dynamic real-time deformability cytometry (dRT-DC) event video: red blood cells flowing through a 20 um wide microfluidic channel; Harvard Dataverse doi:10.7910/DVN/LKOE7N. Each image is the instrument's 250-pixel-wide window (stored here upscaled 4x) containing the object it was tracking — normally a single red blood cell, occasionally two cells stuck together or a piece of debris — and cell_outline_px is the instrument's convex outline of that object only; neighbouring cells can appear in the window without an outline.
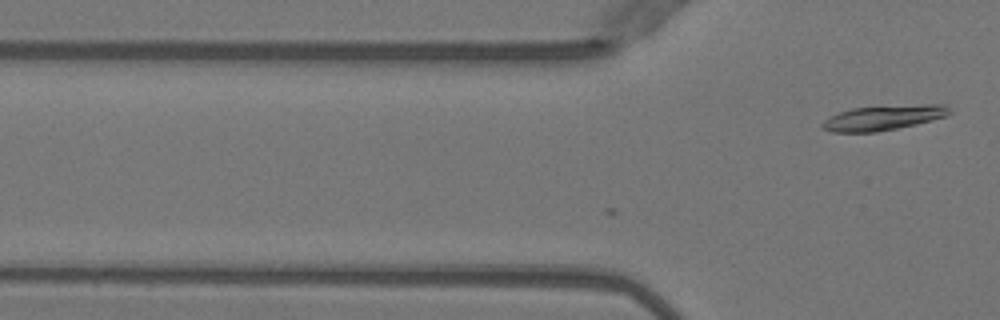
{"species": "Egyptian fruit bat (a non-hibernating species)", "species_latin": "Rousettus aegyptiacus", "temperature_condition": "warm", "stored_images_in_passage": 15, "camera_frame_rate_fps": 3000, "um_per_image_px": 0.085, "animal": {"sex": "female"}, "frame": {"image": 1, "passage_image": 15, "time_ms": 4.667, "image_size_px": [1000, 320], "cell_outline_px": [[952, 112], [944, 116], [932, 120], [916, 124], [876, 132], [832, 132], [820, 128], [820, 124], [828, 116], [852, 108], [924, 104], [944, 104], [952, 108]], "centroid_in_image_um": [75.06, 10.0], "position_along_channel_um": 50.7, "area_um2": 18.5}}